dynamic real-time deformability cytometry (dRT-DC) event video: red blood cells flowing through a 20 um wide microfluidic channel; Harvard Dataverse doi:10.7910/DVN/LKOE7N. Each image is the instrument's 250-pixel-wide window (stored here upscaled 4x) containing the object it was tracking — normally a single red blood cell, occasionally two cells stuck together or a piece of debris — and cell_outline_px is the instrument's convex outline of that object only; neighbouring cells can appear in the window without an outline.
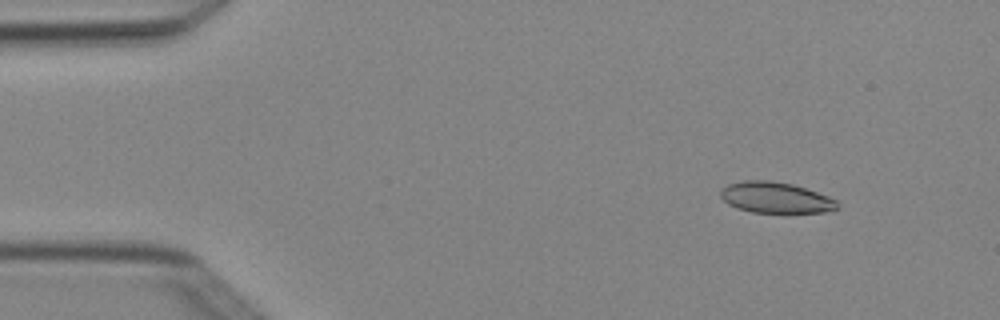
{"species": "Egyptian fruit bat (a non-hibernating species)", "species_latin": "Rousettus aegyptiacus", "temperature_condition": "cold", "stored_images_in_passage": 4, "camera_frame_rate_fps": 3000, "um_per_image_px": 0.085, "animal": {"sex": "female"}, "frame": {"image": 1, "passage_image": 1, "time_ms": 0.0, "image_size_px": [1000, 320], "cell_outline_px": [[840, 208], [832, 212], [784, 216], [752, 212], [736, 208], [728, 204], [720, 196], [720, 192], [728, 184], [744, 180], [768, 180], [792, 184], [828, 196], [836, 200], [840, 204]], "centroid_in_image_um": [66.02, 16.87], "position_along_channel_um": 19.0, "area_um2": 22.2}}